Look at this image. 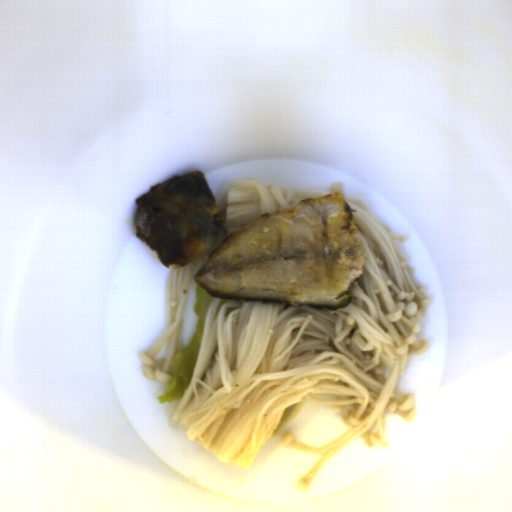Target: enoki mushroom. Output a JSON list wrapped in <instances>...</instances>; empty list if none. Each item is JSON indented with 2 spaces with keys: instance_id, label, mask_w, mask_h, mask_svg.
<instances>
[{
  "instance_id": "cea9216a",
  "label": "enoki mushroom",
  "mask_w": 512,
  "mask_h": 512,
  "mask_svg": "<svg viewBox=\"0 0 512 512\" xmlns=\"http://www.w3.org/2000/svg\"><path fill=\"white\" fill-rule=\"evenodd\" d=\"M329 191L293 192L256 179L231 182L221 214L227 234L167 275L168 324L141 356L149 381L172 380L189 291L212 252L261 215L290 209L304 198L342 193V187L335 183ZM342 194L355 211L363 253L348 306L330 310L214 296L191 382L170 418V424L183 425L191 442L246 469L305 400L327 405L351 426L327 446L304 444L292 430L282 434L284 444L319 456L298 480L304 489L357 439L367 447H388L386 414L408 421L418 410L414 394L398 391L405 366L428 345L417 335L431 301L395 242H404V235L371 215L365 203Z\"/></svg>"
}]
</instances>
